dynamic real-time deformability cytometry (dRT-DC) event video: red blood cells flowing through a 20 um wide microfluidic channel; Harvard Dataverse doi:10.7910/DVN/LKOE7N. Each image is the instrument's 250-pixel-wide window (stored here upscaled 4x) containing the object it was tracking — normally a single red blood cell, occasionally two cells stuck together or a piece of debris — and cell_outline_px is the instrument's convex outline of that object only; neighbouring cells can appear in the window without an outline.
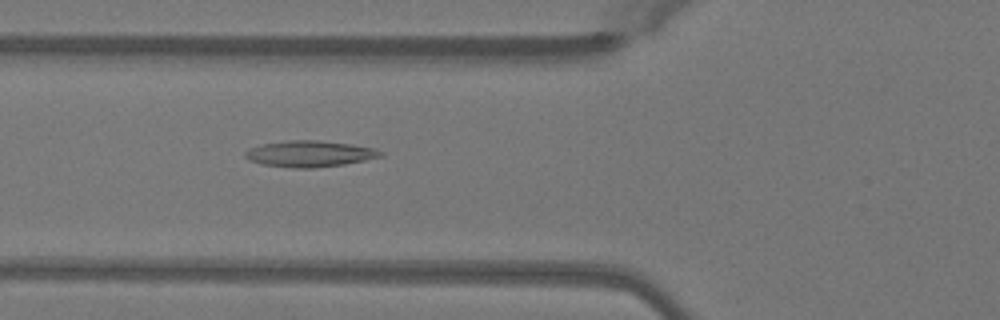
{"species": "Egyptian fruit bat (a non-hibernating species)", "species_latin": "Rousettus aegyptiacus", "temperature_condition": "warm", "stored_images_in_passage": 21, "camera_frame_rate_fps": 3000, "um_per_image_px": 0.085, "animal": {"sex": "female"}, "frame": {"image": 1, "passage_image": 9, "time_ms": 2.667, "image_size_px": [1000, 320], "cell_outline_px": [[384, 156], [344, 164], [312, 168], [296, 168], [260, 164], [248, 160], [244, 156], [244, 152], [248, 148], [260, 144], [288, 140], [316, 140], [352, 144], [376, 148], [384, 152]], "centroid_in_image_um": [26.3, 13.06], "position_along_channel_um": 99.5, "area_um2": 20.87}}
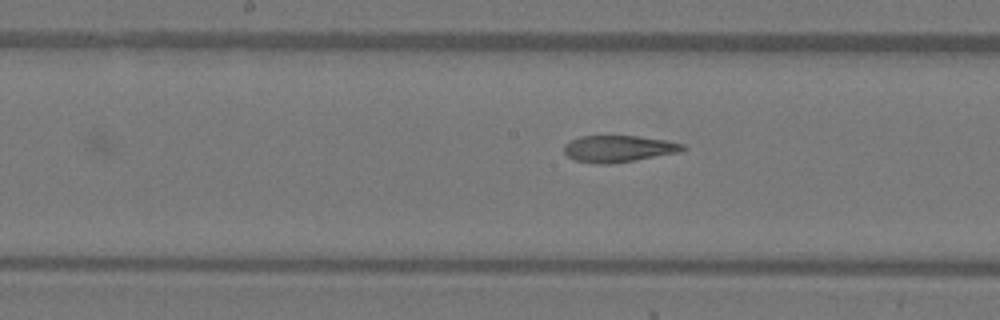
{"frame": {"image": 2, "passage_image": 16, "time_ms": 5.0, "image_size_px": [1000, 320], "cell_outline_px": [[688, 148], [680, 152], [612, 164], [600, 164], [576, 160], [568, 156], [564, 152], [564, 144], [580, 136], [636, 136], [664, 140], [684, 144]], "centroid_in_image_um": [52.59, 12.64], "position_along_channel_um": 195.6, "area_um2": 18.32}}
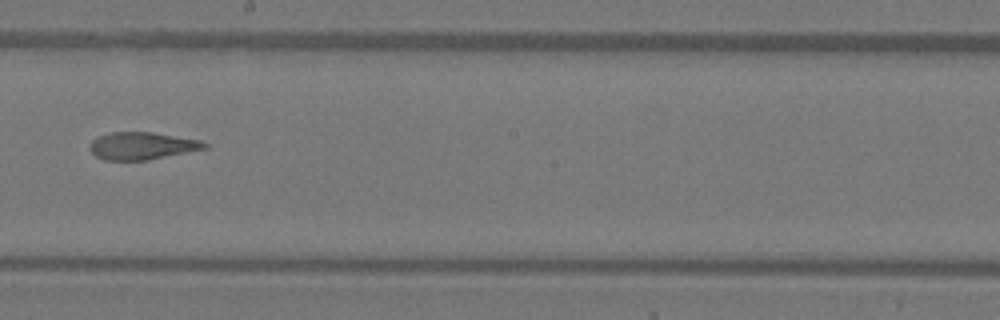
{"frame": {"image": 3, "passage_image": 19, "time_ms": 6.0, "image_size_px": [1000, 320], "cell_outline_px": [[208, 148], [148, 160], [104, 160], [96, 156], [88, 148], [92, 140], [100, 136], [112, 132], [152, 132], [200, 140], [208, 144]], "centroid_in_image_um": [12.07, 12.4], "position_along_channel_um": 236.1, "area_um2": 18.26}}